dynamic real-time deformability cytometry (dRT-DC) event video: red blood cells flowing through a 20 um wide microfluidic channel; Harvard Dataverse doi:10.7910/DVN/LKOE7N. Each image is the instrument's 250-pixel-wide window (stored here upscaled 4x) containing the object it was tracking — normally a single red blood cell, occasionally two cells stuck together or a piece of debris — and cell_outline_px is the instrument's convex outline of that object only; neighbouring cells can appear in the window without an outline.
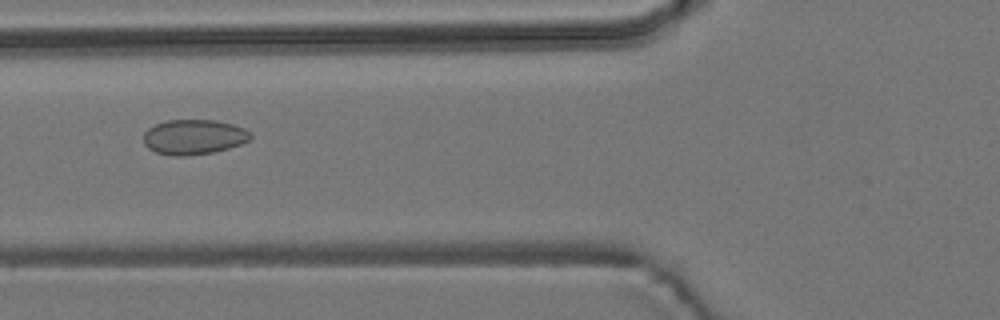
{"species": "common noctule bat (a hibernating species)", "species_latin": "Nyctalus noctula", "temperature_condition": "room temperature", "stored_images_in_passage": 8, "camera_frame_rate_fps": 3000, "um_per_image_px": 0.085, "animal": {"sex": "male", "body_mass_g": 19.2, "forearm_length_mm": 51.8}, "frame": {"image": 1, "passage_image": 6, "time_ms": 6.0, "image_size_px": [1000, 320], "cell_outline_px": [[252, 136], [248, 140], [240, 144], [228, 148], [212, 152], [188, 156], [176, 156], [156, 152], [148, 148], [144, 144], [144, 132], [148, 128], [156, 124], [168, 120], [216, 120], [232, 124], [244, 128], [252, 132]], "centroid_in_image_um": [16.47, 11.64], "position_along_channel_um": 109.3, "area_um2": 21.79}}
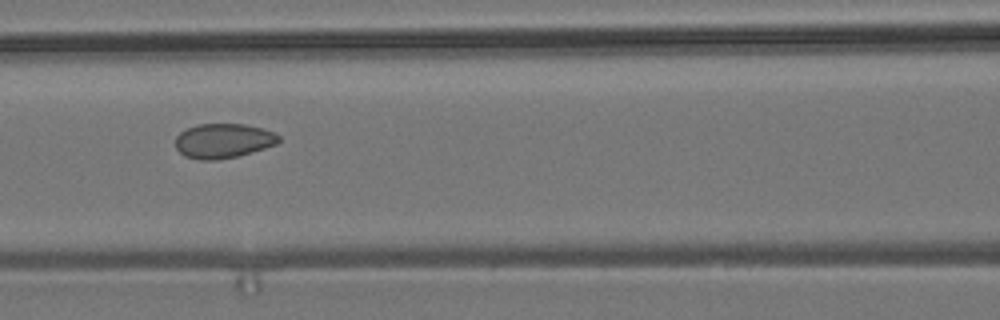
{"frame": {"image": 2, "passage_image": 7, "time_ms": 7.0, "image_size_px": [1000, 320], "cell_outline_px": [[280, 140], [276, 144], [264, 148], [236, 156], [216, 160], [200, 160], [184, 156], [176, 148], [176, 136], [180, 132], [196, 124], [244, 124], [264, 128], [280, 136]], "centroid_in_image_um": [18.96, 11.96], "position_along_channel_um": 147.6, "area_um2": 20.75}}
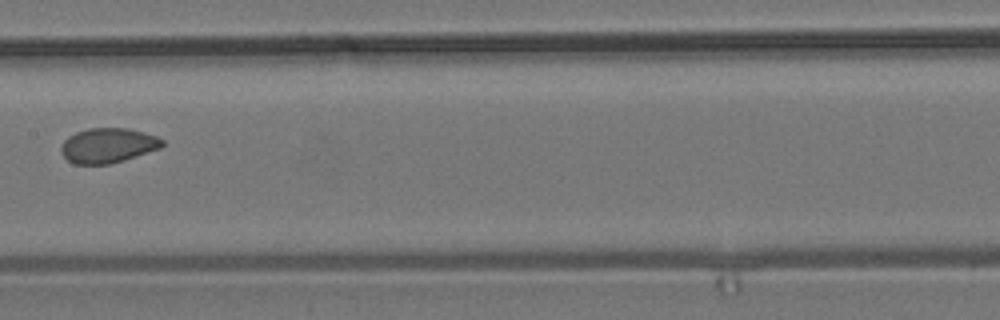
{"frame": {"image": 3, "passage_image": 8, "time_ms": 8.333, "image_size_px": [1000, 320], "cell_outline_px": [[164, 144], [160, 148], [124, 160], [108, 164], [72, 164], [60, 152], [60, 148], [64, 140], [68, 136], [76, 132], [88, 128], [128, 128], [144, 132], [156, 136], [164, 140]], "centroid_in_image_um": [9.16, 12.36], "position_along_channel_um": 198.2, "area_um2": 20.58}}